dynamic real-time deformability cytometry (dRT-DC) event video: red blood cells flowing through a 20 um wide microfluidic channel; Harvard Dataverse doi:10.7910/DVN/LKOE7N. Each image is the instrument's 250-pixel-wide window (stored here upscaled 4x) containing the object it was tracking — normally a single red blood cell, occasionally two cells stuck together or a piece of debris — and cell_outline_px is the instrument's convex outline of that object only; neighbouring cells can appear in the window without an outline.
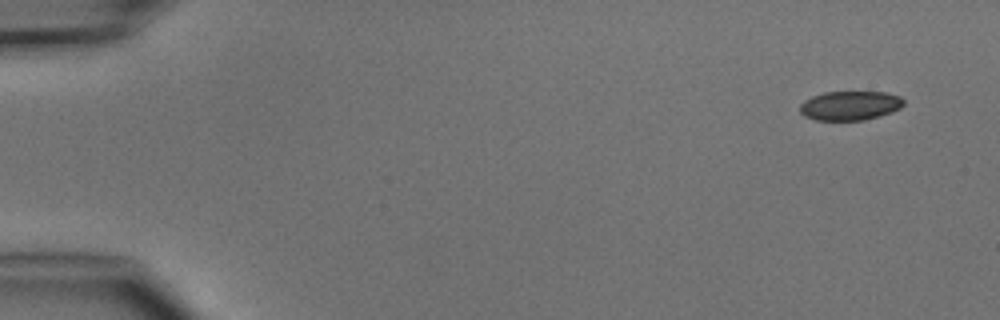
{"species": "common noctule bat (a hibernating species)", "species_latin": "Nyctalus noctula", "temperature_condition": "cold", "stored_images_in_passage": 5, "camera_frame_rate_fps": 3000, "um_per_image_px": 0.085, "animal": {"sex": "male", "body_mass_g": 15.6}, "frame": {"image": 1, "passage_image": 1, "time_ms": 0.0, "image_size_px": [1000, 320], "cell_outline_px": [[904, 104], [900, 108], [892, 112], [880, 116], [864, 120], [816, 120], [804, 116], [800, 112], [800, 104], [804, 100], [812, 96], [824, 92], [884, 92], [900, 96], [904, 100]], "centroid_in_image_um": [72.25, 8.98], "position_along_channel_um": 12.7, "area_um2": 17.74}}
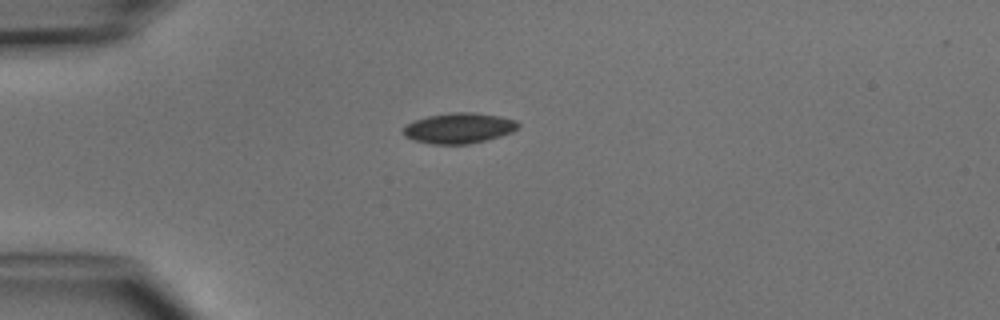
{"frame": {"image": 2, "passage_image": 4, "time_ms": 3.333, "image_size_px": [1000, 320], "cell_outline_px": [[520, 128], [512, 132], [500, 136], [468, 144], [432, 144], [416, 140], [404, 136], [400, 132], [408, 124], [416, 120], [428, 116], [452, 112], [472, 112], [500, 116], [516, 120], [520, 124]], "centroid_in_image_um": [39.04, 10.88], "position_along_channel_um": 46.0, "area_um2": 20.35}}